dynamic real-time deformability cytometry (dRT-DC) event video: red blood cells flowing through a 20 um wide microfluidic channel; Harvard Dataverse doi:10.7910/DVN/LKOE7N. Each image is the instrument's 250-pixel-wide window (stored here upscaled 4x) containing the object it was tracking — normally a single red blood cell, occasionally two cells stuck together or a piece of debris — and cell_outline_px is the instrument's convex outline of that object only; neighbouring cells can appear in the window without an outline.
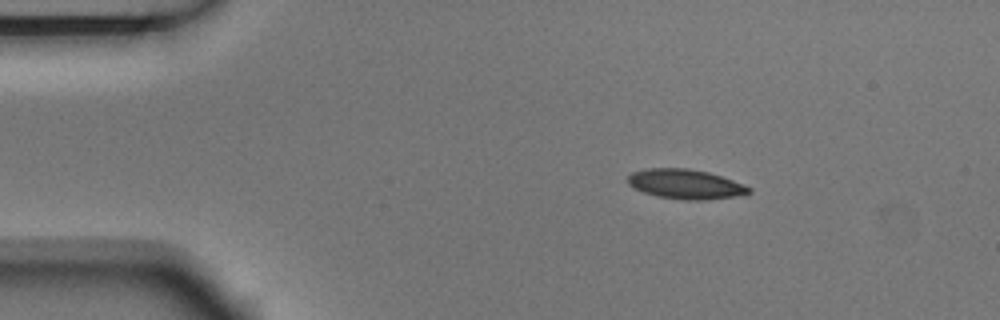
{"species": "Egyptian fruit bat (a non-hibernating species)", "species_latin": "Rousettus aegyptiacus", "temperature_condition": "room temperature", "stored_images_in_passage": 4, "camera_frame_rate_fps": 3000, "um_per_image_px": 0.085, "animal": {"sex": "male"}, "frame": {"image": 1, "passage_image": 2, "time_ms": 0.333, "image_size_px": [1000, 320], "cell_outline_px": [[752, 192], [736, 196], [700, 200], [688, 200], [660, 196], [644, 192], [628, 184], [628, 176], [632, 172], [648, 168], [688, 168], [708, 172], [732, 180], [752, 188]], "centroid_in_image_um": [58.27, 15.64], "position_along_channel_um": 26.7, "area_um2": 20.58}}
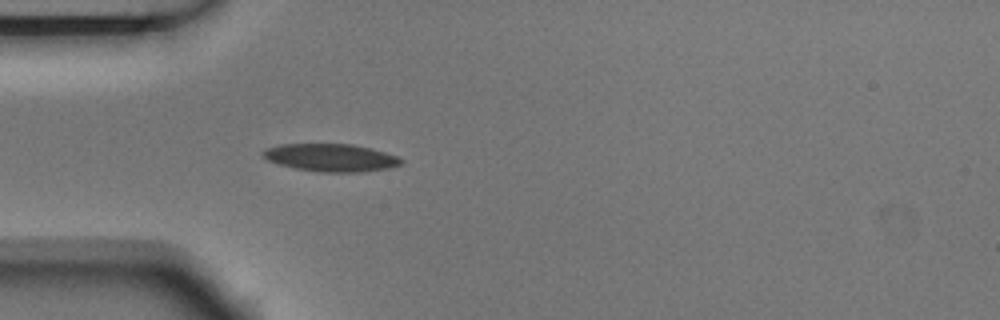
{"frame": {"image": 2, "passage_image": 4, "time_ms": 1.0, "image_size_px": [1000, 320], "cell_outline_px": [[404, 164], [388, 168], [360, 172], [320, 172], [296, 168], [280, 164], [268, 160], [260, 152], [264, 148], [280, 144], [352, 144], [372, 148], [396, 156], [404, 160]], "centroid_in_image_um": [28.14, 13.39], "position_along_channel_um": 56.9, "area_um2": 22.31}}